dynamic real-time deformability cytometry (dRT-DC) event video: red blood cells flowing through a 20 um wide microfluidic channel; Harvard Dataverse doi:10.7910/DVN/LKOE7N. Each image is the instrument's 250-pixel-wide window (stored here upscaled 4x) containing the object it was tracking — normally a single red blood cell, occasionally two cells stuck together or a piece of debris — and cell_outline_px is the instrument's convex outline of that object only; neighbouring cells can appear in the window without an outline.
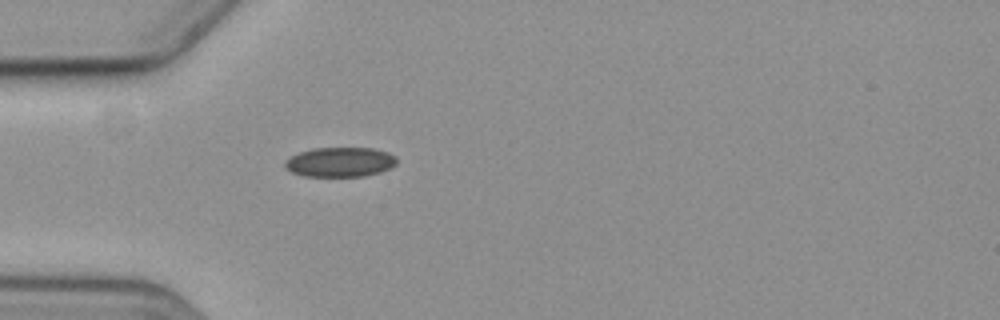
{"species": "common noctule bat (a hibernating species)", "species_latin": "Nyctalus noctula", "temperature_condition": "cold", "stored_images_in_passage": 1, "camera_frame_rate_fps": 3000, "um_per_image_px": 0.085, "animal": {"sex": "female", "body_mass_g": 19.3, "forearm_length_mm": 54.1}, "frame": {"image": 1, "passage_image": 1, "time_ms": 0.0, "image_size_px": [1000, 320], "cell_outline_px": [[396, 164], [392, 168], [380, 172], [364, 176], [304, 176], [292, 172], [284, 168], [284, 160], [300, 152], [312, 148], [372, 148], [388, 152], [396, 156]], "centroid_in_image_um": [28.91, 13.77], "position_along_channel_um": 56.1, "area_um2": 19.42}}